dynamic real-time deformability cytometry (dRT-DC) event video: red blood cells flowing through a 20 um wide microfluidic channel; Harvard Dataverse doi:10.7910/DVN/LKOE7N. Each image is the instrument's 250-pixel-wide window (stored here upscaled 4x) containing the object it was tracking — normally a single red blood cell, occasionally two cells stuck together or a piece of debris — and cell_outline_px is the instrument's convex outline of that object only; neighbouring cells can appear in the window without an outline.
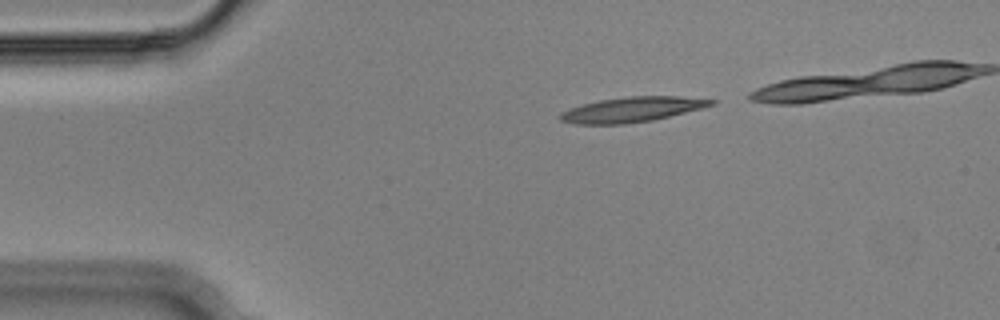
{"species": "Egyptian fruit bat (a non-hibernating species)", "species_latin": "Rousettus aegyptiacus", "temperature_condition": "cold", "stored_images_in_passage": 37, "camera_frame_rate_fps": 3000, "um_per_image_px": 0.085, "animal": {"sex": "male"}, "frame": {"image": 1, "passage_image": 2, "time_ms": 0.333, "image_size_px": [1000, 320], "cell_outline_px": [[716, 104], [652, 120], [624, 124], [576, 124], [560, 120], [560, 112], [584, 104], [600, 100], [632, 96], [676, 96], [716, 100]], "centroid_in_image_um": [53.71, 9.31], "position_along_channel_um": 31.3, "area_um2": 21.56}}
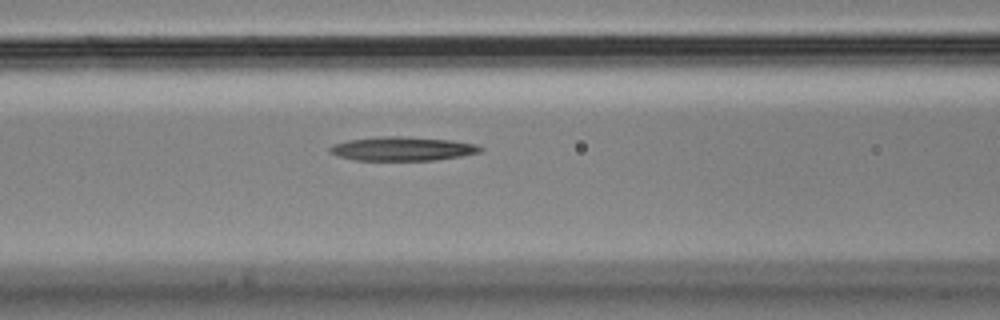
{"frame": {"image": 2, "passage_image": 14, "time_ms": 4.333, "image_size_px": [1000, 320], "cell_outline_px": [[484, 148], [480, 152], [460, 156], [436, 160], [352, 160], [336, 156], [328, 152], [328, 148], [332, 144], [348, 140], [380, 136], [400, 136], [452, 140], [476, 144]], "centroid_in_image_um": [34.15, 12.64], "position_along_channel_um": 132.4, "area_um2": 21.15}}
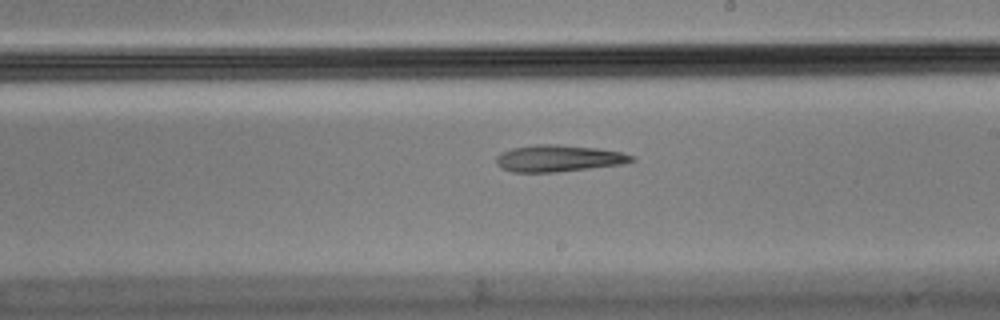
{"frame": {"image": 3, "passage_image": 23, "time_ms": 7.333, "image_size_px": [1000, 320], "cell_outline_px": [[636, 160], [624, 164], [556, 172], [512, 172], [500, 168], [496, 164], [496, 156], [500, 152], [512, 148], [536, 144], [560, 144], [596, 148], [620, 152], [636, 156]], "centroid_in_image_um": [47.46, 13.46], "position_along_channel_um": 241.5, "area_um2": 21.27}}